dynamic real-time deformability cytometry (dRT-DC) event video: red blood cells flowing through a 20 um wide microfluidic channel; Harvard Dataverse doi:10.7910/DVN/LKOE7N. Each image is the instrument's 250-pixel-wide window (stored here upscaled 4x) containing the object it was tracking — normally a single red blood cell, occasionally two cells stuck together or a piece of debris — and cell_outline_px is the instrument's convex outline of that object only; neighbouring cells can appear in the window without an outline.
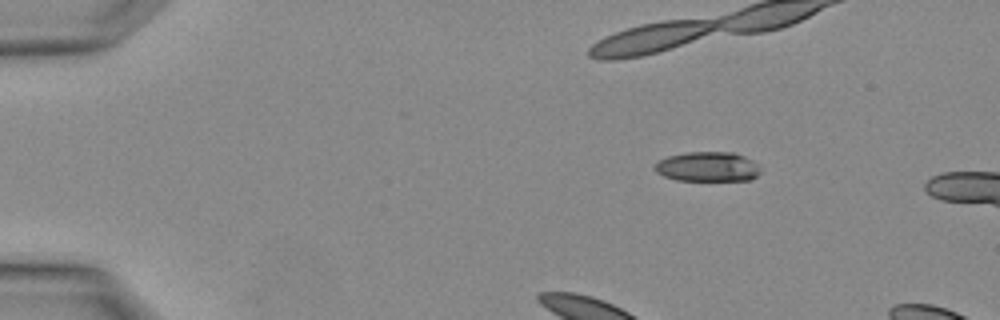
{"species": "Egyptian fruit bat (a non-hibernating species)", "species_latin": "Rousettus aegyptiacus", "temperature_condition": "warm", "stored_images_in_passage": 3, "segment_of_instrument_passage": [2, 2], "camera_frame_rate_fps": 3000, "um_per_image_px": 0.085, "animal": {"sex": "female"}, "frame": {"image": 1, "passage_image": 3, "time_ms": 0.667, "image_size_px": [1000, 320], "cell_outline_px": [[760, 172], [752, 180], [676, 180], [664, 176], [656, 172], [656, 164], [660, 160], [668, 156], [688, 152], [732, 152], [744, 156], [752, 160], [756, 164]], "centroid_in_image_um": [60.16, 14.17], "position_along_channel_um": 24.8, "area_um2": 18.09}}